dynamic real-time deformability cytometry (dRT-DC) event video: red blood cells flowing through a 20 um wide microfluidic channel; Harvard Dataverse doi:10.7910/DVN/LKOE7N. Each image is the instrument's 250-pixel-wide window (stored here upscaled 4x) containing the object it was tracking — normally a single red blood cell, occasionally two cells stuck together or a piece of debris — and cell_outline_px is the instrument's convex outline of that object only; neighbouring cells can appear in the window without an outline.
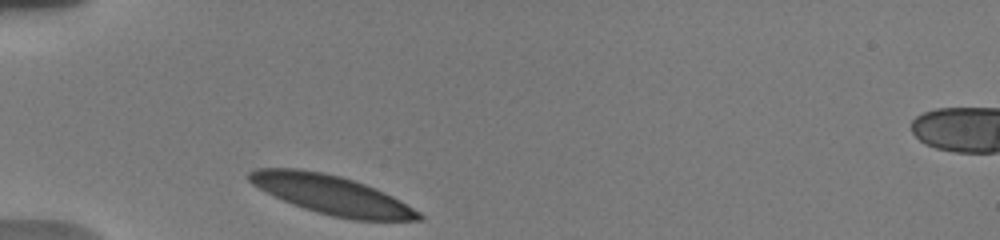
{"species": "human", "species_latin": "Homo sapiens", "temperature_condition": "warm", "stored_images_in_passage": 25, "camera_frame_rate_fps": 3000, "um_per_image_px": 0.085, "donor": {"sex": "male"}, "frame": {"image": 1, "passage_image": 1, "time_ms": 0.0, "image_size_px": [1000, 240], "cell_outline_px": [[424, 216], [420, 220], [352, 220], [332, 216], [304, 208], [292, 204], [252, 184], [248, 180], [248, 172], [256, 168], [296, 168], [324, 172], [340, 176], [376, 188], [400, 200], [420, 212]], "centroid_in_image_um": [28.2, 16.55], "position_along_channel_um": 56.8, "area_um2": 38.15}}
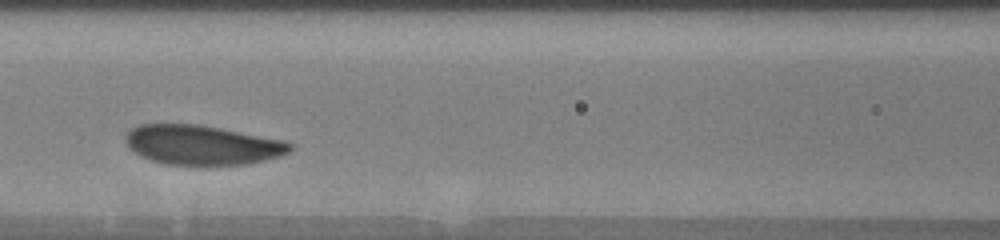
{"frame": {"image": 2, "passage_image": 10, "time_ms": 3.0, "image_size_px": [1000, 240], "cell_outline_px": [[292, 148], [288, 152], [280, 156], [248, 164], [204, 168], [200, 168], [164, 164], [140, 156], [128, 148], [124, 140], [128, 132], [132, 128], [140, 124], [196, 124], [220, 128], [284, 140], [292, 144]], "centroid_in_image_um": [17.16, 12.37], "position_along_channel_um": 149.4, "area_um2": 38.96}}
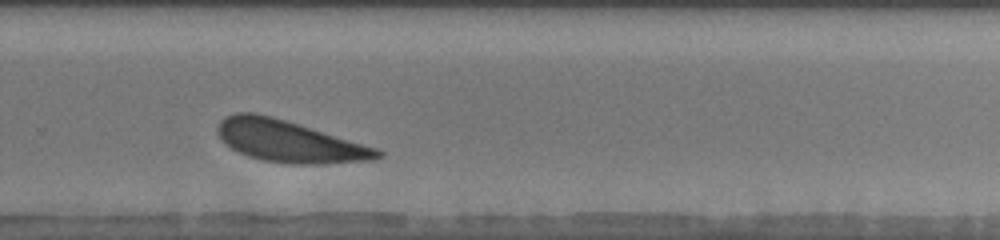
{"frame": {"image": 3, "passage_image": 22, "time_ms": 7.333, "image_size_px": [1000, 240], "cell_outline_px": [[384, 156], [372, 160], [324, 164], [288, 164], [264, 160], [248, 156], [224, 144], [220, 140], [216, 132], [216, 128], [220, 120], [224, 116], [236, 112], [256, 112], [272, 116], [380, 148], [384, 152]], "centroid_in_image_um": [24.59, 12.0], "position_along_channel_um": 305.2, "area_um2": 39.36}}